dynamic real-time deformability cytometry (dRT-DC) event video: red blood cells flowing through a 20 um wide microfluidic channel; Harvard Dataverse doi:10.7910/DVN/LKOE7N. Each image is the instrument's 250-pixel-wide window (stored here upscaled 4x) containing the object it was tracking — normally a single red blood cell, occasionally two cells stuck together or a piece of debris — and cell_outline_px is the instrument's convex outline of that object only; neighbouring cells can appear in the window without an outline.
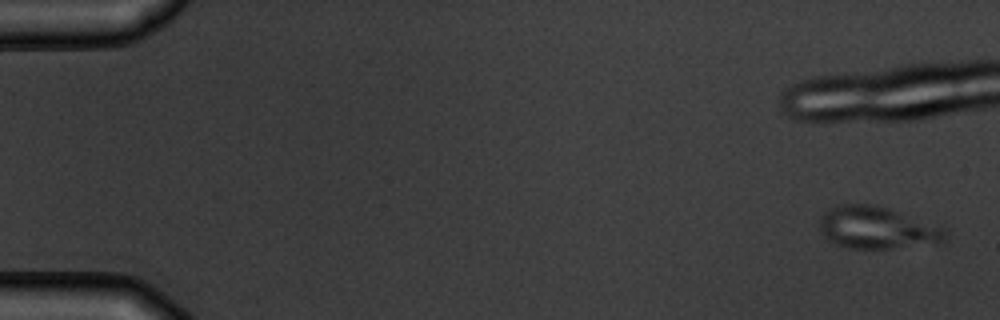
{"species": "common noctule bat (a hibernating species)", "species_latin": "Nyctalus noctula", "temperature_condition": "warm", "stored_images_in_passage": 10, "camera_frame_rate_fps": 3000, "um_per_image_px": 0.085, "animal": {"sex": "male", "body_mass_g": 19.5, "forearm_length_mm": 54.6}, "frame": {"image": 1, "passage_image": 1, "time_ms": 0.0, "image_size_px": [1000, 320], "cell_outline_px": [[948, 236], [944, 244], [888, 248], [848, 248], [836, 244], [828, 240], [824, 236], [820, 228], [820, 216], [824, 212], [836, 204], [876, 204], [948, 228]], "centroid_in_image_um": [74.63, 19.36], "position_along_channel_um": 10.4, "area_um2": 31.5}}